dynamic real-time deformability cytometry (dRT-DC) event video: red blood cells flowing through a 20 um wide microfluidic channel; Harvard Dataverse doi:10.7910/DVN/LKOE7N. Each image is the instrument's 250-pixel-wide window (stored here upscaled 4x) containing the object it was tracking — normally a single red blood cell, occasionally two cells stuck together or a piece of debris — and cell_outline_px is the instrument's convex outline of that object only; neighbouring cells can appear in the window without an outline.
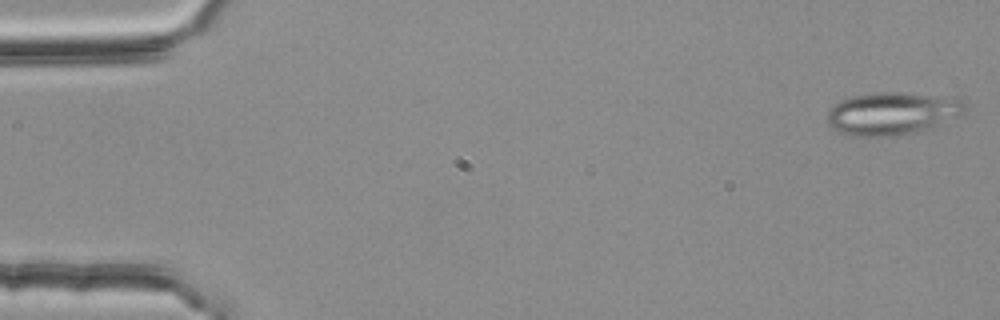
{"species": "common noctule bat (a hibernating species)", "species_latin": "Nyctalus noctula", "temperature_condition": "room temperature", "stored_images_in_passage": 14, "camera_frame_rate_fps": 3000, "um_per_image_px": 0.085, "animal": {"sex": "female", "body_mass_g": 25.1}, "frame": {"image": 1, "passage_image": 1, "time_ms": 0.0, "image_size_px": [1000, 320], "cell_outline_px": [[964, 112], [932, 128], [916, 132], [896, 136], [852, 136], [840, 132], [832, 128], [824, 120], [824, 116], [840, 100], [852, 96], [876, 92], [900, 92], [952, 96], [960, 100], [964, 104]], "centroid_in_image_um": [75.8, 9.64], "position_along_channel_um": 9.2, "area_um2": 34.51}}